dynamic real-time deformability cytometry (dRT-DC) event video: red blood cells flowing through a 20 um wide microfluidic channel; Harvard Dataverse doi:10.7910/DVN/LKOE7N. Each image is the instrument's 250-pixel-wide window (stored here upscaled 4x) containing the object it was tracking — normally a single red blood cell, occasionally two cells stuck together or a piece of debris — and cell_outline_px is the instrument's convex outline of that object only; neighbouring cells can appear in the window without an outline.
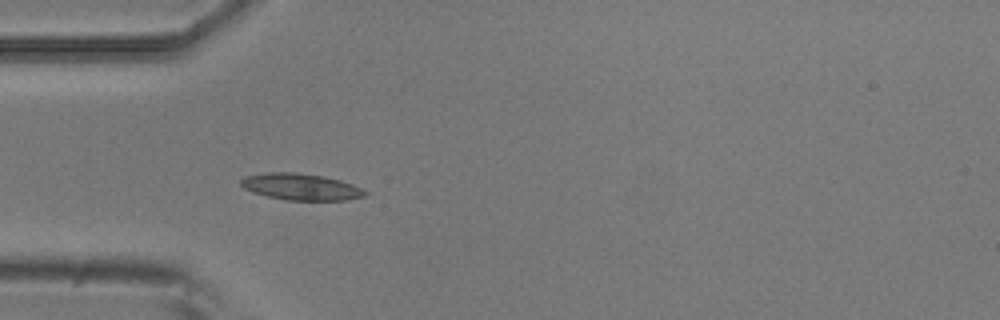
{"species": "common noctule bat (a hibernating species)", "species_latin": "Nyctalus noctula", "temperature_condition": "room temperature", "stored_images_in_passage": 3, "camera_frame_rate_fps": 3000, "um_per_image_px": 0.085, "animal": {"sex": "male", "body_mass_g": 20.5, "forearm_length_mm": 52.5}, "frame": {"image": 1, "passage_image": 3, "time_ms": 0.667, "image_size_px": [1000, 320], "cell_outline_px": [[368, 192], [364, 196], [348, 200], [284, 200], [268, 196], [244, 188], [240, 184], [240, 180], [244, 176], [264, 172], [296, 172], [324, 176], [340, 180], [352, 184]], "centroid_in_image_um": [25.57, 15.87], "position_along_channel_um": 59.4, "area_um2": 19.19}}